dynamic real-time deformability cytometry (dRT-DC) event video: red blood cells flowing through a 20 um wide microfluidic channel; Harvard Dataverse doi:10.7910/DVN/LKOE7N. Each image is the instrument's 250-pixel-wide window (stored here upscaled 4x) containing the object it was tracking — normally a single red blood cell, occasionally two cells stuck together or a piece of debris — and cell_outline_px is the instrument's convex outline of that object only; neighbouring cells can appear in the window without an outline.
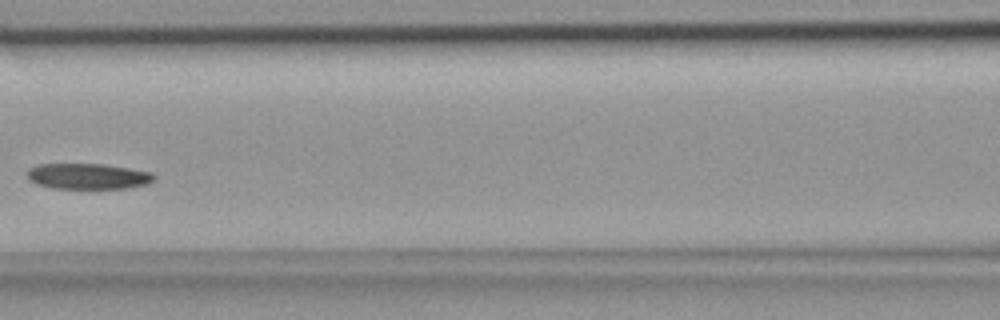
{"species": "common noctule bat (a hibernating species)", "species_latin": "Nyctalus noctula", "temperature_condition": "room temperature", "stored_images_in_passage": 4, "camera_frame_rate_fps": 3000, "um_per_image_px": 0.085, "animal": {"sex": "female", "body_mass_g": 18.4}, "frame": {"image": 1, "passage_image": 4, "time_ms": 1.0, "image_size_px": [1000, 320], "cell_outline_px": [[156, 180], [148, 184], [124, 188], [52, 188], [36, 184], [28, 180], [24, 172], [28, 168], [40, 164], [104, 164], [152, 172], [156, 176]], "centroid_in_image_um": [7.45, 14.98], "position_along_channel_um": 159.2, "area_um2": 19.25}}